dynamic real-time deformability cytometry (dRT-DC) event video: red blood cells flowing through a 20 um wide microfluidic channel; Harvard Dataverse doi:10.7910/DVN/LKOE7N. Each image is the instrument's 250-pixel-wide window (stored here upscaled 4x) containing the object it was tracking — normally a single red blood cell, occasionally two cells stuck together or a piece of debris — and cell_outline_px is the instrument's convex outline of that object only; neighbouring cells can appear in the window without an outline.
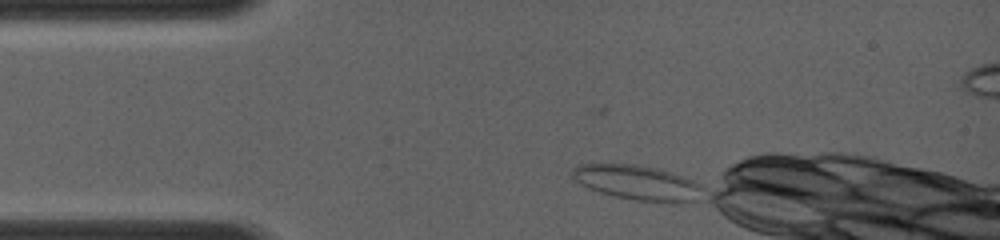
{"species": "common noctule bat (a hibernating species)", "species_latin": "Nyctalus noctula", "temperature_condition": "room temperature", "stored_images_in_passage": 23, "camera_frame_rate_fps": 4000, "um_per_image_px": 0.085, "animal": {"sex": "female", "body_mass_g": 19.0, "forearm_length_mm": 56.7}, "frame": {"image": 1, "passage_image": 2, "time_ms": 0.5, "image_size_px": [1000, 240], "cell_outline_px": [[696, 184], [684, 200], [644, 200], [620, 196], [604, 192], [592, 188], [576, 180], [572, 172], [580, 164], [632, 164], [652, 168], [668, 172], [688, 180]], "centroid_in_image_um": [53.88, 15.43], "position_along_channel_um": 31.1, "area_um2": 23.12}}
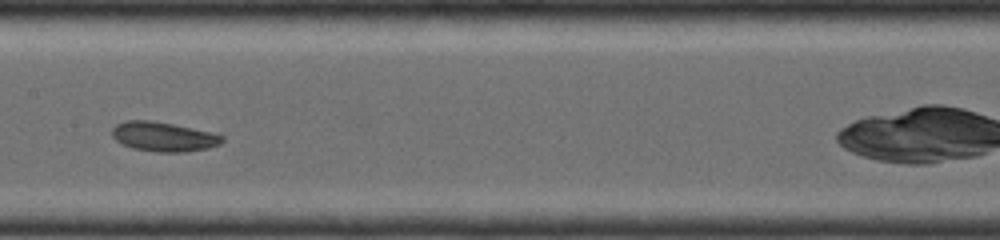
{"frame": {"image": 2, "passage_image": 13, "time_ms": 5.0, "image_size_px": [1000, 240], "cell_outline_px": [[224, 140], [220, 144], [208, 148], [180, 152], [160, 152], [136, 148], [124, 144], [116, 140], [112, 136], [112, 128], [116, 124], [124, 120], [148, 120], [172, 124], [208, 132], [224, 136]], "centroid_in_image_um": [13.88, 11.61], "position_along_channel_um": 193.5, "area_um2": 18.5}}
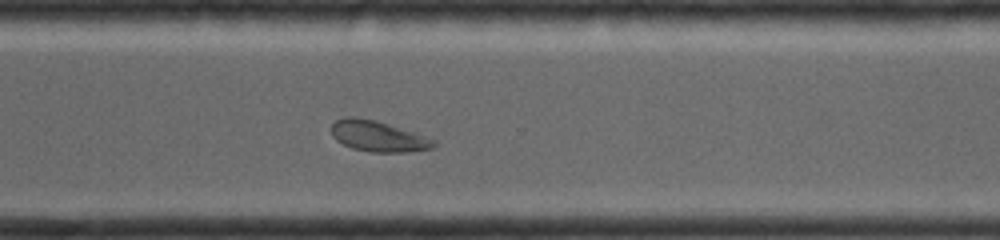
{"frame": {"image": 3, "passage_image": 18, "time_ms": 8.25, "image_size_px": [1000, 240], "cell_outline_px": [[436, 144], [432, 148], [400, 152], [372, 152], [356, 148], [344, 144], [332, 132], [332, 124], [336, 120], [372, 120], [420, 136]], "centroid_in_image_um": [32.11, 11.64], "position_along_channel_um": 338.5, "area_um2": 16.3}}